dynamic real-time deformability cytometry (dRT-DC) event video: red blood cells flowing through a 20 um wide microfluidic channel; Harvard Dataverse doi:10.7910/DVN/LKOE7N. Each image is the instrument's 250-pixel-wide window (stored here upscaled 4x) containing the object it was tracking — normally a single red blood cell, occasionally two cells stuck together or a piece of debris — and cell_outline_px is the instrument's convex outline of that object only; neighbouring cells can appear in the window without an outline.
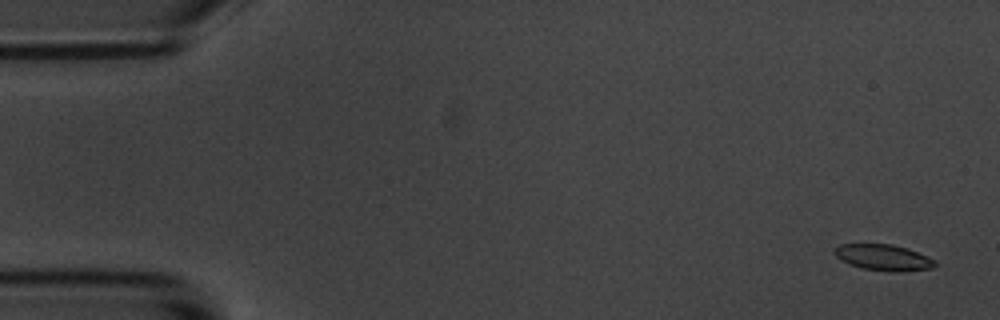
{"species": "common noctule bat (a hibernating species)", "species_latin": "Nyctalus noctula", "temperature_condition": "room temperature", "stored_images_in_passage": 4, "camera_frame_rate_fps": 3000, "um_per_image_px": 0.085, "animal": {"sex": "male", "body_mass_g": 20.1, "forearm_length_mm": 53.5}, "frame": {"image": 1, "passage_image": 1, "time_ms": 0.0, "image_size_px": [1000, 320], "cell_outline_px": [[936, 264], [932, 268], [900, 272], [864, 268], [848, 264], [836, 256], [836, 248], [840, 244], [892, 244], [908, 248], [928, 256], [936, 260]], "centroid_in_image_um": [75.15, 21.88], "position_along_channel_um": 9.9, "area_um2": 15.09}}